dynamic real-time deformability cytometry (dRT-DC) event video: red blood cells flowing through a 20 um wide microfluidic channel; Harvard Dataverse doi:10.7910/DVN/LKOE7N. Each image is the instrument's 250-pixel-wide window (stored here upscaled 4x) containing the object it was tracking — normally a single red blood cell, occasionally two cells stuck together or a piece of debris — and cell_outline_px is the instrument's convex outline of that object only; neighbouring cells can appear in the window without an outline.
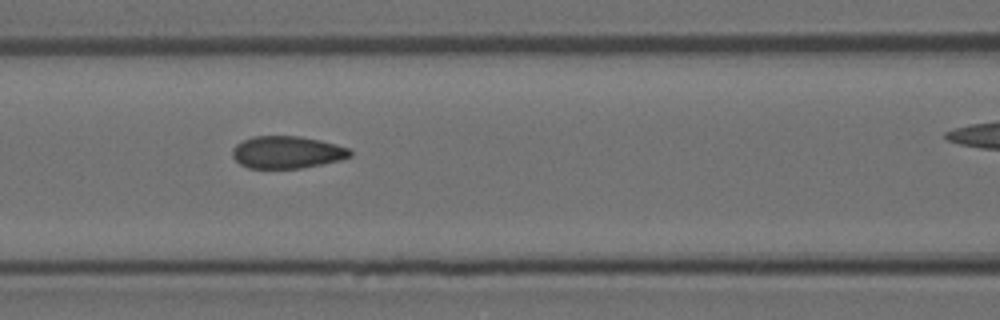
{"species": "Egyptian fruit bat (a non-hibernating species)", "species_latin": "Rousettus aegyptiacus", "temperature_condition": "room temperature", "stored_images_in_passage": 8, "camera_frame_rate_fps": 3000, "um_per_image_px": 0.085, "animal": {"sex": "female"}, "frame": {"image": 1, "passage_image": 4, "time_ms": 1.0, "image_size_px": [1000, 320], "cell_outline_px": [[352, 156], [340, 160], [300, 168], [248, 168], [240, 164], [232, 156], [232, 148], [236, 144], [252, 136], [300, 136], [320, 140], [336, 144], [348, 148], [352, 152]], "centroid_in_image_um": [24.38, 12.93], "position_along_channel_um": 142.2, "area_um2": 22.14}}
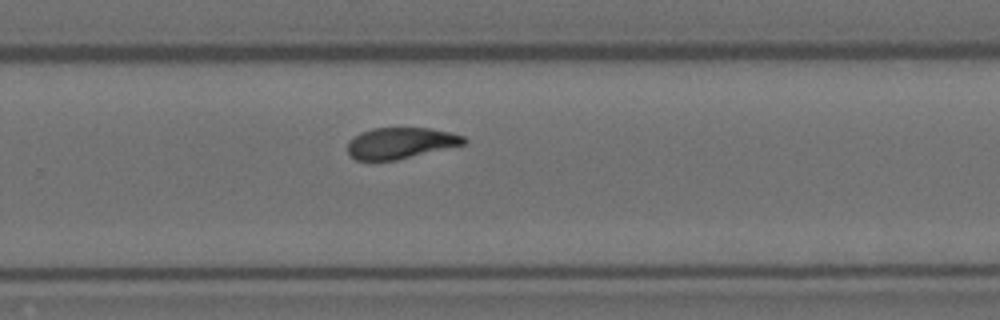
{"frame": {"image": 2, "passage_image": 8, "time_ms": 2.333, "image_size_px": [1000, 320], "cell_outline_px": [[468, 140], [464, 144], [396, 160], [356, 160], [348, 156], [348, 140], [352, 136], [360, 132], [372, 128], [428, 128], [448, 132], [464, 136]], "centroid_in_image_um": [33.99, 12.16], "position_along_channel_um": 295.8, "area_um2": 21.1}}